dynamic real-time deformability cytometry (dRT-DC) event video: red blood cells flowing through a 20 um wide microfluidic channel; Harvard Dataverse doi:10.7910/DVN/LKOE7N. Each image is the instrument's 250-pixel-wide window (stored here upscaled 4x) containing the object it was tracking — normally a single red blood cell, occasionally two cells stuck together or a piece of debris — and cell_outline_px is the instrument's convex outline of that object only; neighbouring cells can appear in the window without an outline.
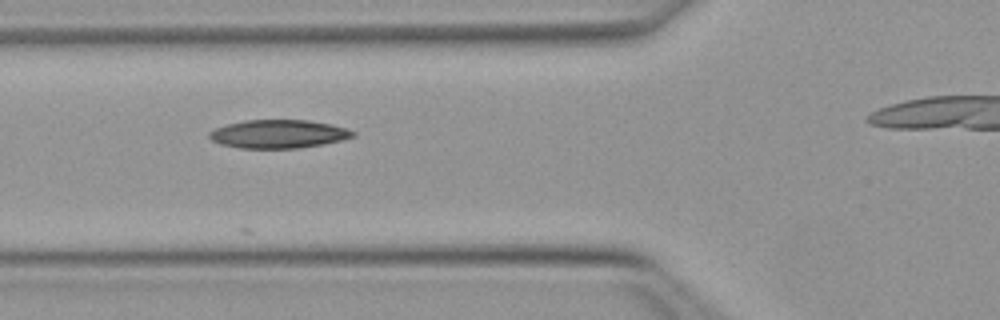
{"species": "Egyptian fruit bat (a non-hibernating species)", "species_latin": "Rousettus aegyptiacus", "temperature_condition": "warm", "stored_images_in_passage": 9, "camera_frame_rate_fps": 3000, "um_per_image_px": 0.085, "animal": {"sex": "female"}, "frame": {"image": 1, "passage_image": 6, "time_ms": 1.667, "image_size_px": [1000, 320], "cell_outline_px": [[356, 136], [340, 140], [320, 144], [296, 148], [240, 148], [220, 144], [212, 140], [208, 136], [208, 132], [216, 128], [228, 124], [244, 120], [308, 120], [328, 124], [344, 128], [356, 132]], "centroid_in_image_um": [23.62, 11.38], "position_along_channel_um": 102.2, "area_um2": 23.47}}